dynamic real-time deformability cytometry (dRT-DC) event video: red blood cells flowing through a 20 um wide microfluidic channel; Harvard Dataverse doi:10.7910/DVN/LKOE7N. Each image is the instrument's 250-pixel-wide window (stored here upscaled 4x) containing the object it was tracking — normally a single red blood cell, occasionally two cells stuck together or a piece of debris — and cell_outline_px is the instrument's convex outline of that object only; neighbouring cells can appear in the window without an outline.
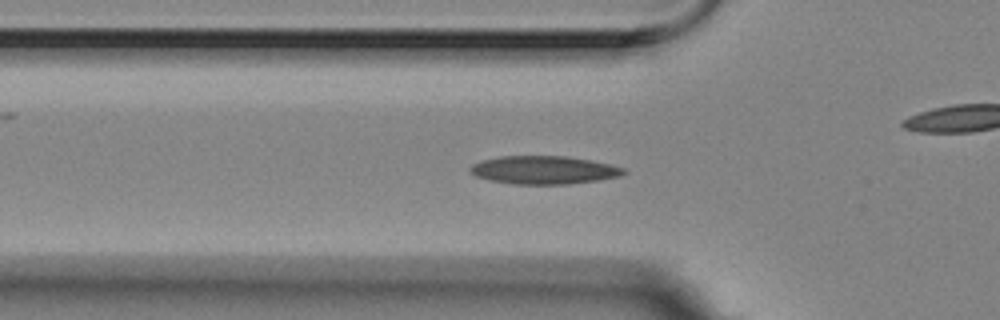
{"species": "Egyptian fruit bat (a non-hibernating species)", "species_latin": "Rousettus aegyptiacus", "temperature_condition": "room temperature", "stored_images_in_passage": 49, "camera_frame_rate_fps": 3000, "um_per_image_px": 0.085, "animal": {"sex": "female"}, "frame": {"image": 1, "passage_image": 10, "time_ms": 3.0, "image_size_px": [1000, 320], "cell_outline_px": [[628, 172], [620, 176], [596, 180], [568, 184], [512, 184], [488, 180], [476, 176], [468, 172], [468, 168], [472, 164], [480, 160], [500, 156], [564, 156], [592, 160], [612, 164], [624, 168]], "centroid_in_image_um": [46.19, 14.44], "position_along_channel_um": 79.6, "area_um2": 25.43}}
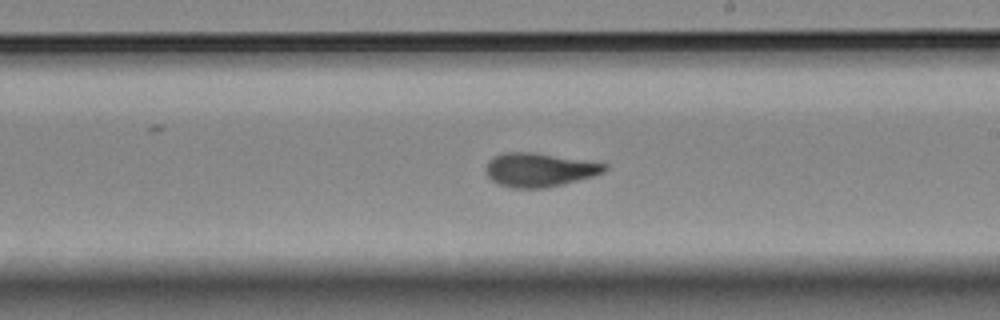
{"frame": {"image": 2, "passage_image": 24, "time_ms": 7.667, "image_size_px": [1000, 320], "cell_outline_px": [[608, 168], [604, 172], [592, 176], [564, 184], [544, 188], [512, 188], [496, 184], [488, 176], [488, 160], [504, 152], [532, 152], [608, 164]], "centroid_in_image_um": [45.85, 14.44], "position_along_channel_um": 243.1, "area_um2": 23.12}}
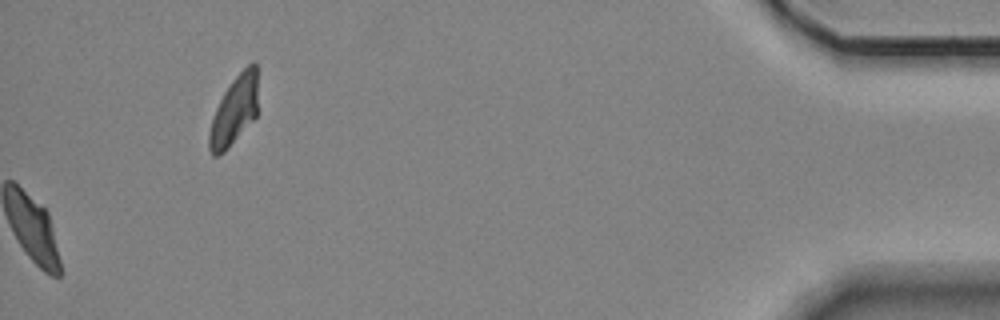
{"frame": {"image": 3, "passage_image": 49, "time_ms": 16.0, "image_size_px": [1000, 320], "cell_outline_px": [[256, 116], [224, 152], [220, 156], [212, 156], [208, 148], [208, 132], [216, 108], [224, 92], [232, 80], [252, 60], [256, 60]], "centroid_in_image_um": [19.88, 9.42], "position_along_channel_um": 415.3, "area_um2": 19.31}, "authors_computed_cell_mechanics": {"area_um2": 23.12, "velocity_mm_per_s": 3.47, "shape_relaxation_time_tau1_ms": 9.5893, "shape_relaxation_time_tau2_ms": 1.2226, "deformation_change_tau1": 0.2841, "deformation_change_tau2": 0.0713}}